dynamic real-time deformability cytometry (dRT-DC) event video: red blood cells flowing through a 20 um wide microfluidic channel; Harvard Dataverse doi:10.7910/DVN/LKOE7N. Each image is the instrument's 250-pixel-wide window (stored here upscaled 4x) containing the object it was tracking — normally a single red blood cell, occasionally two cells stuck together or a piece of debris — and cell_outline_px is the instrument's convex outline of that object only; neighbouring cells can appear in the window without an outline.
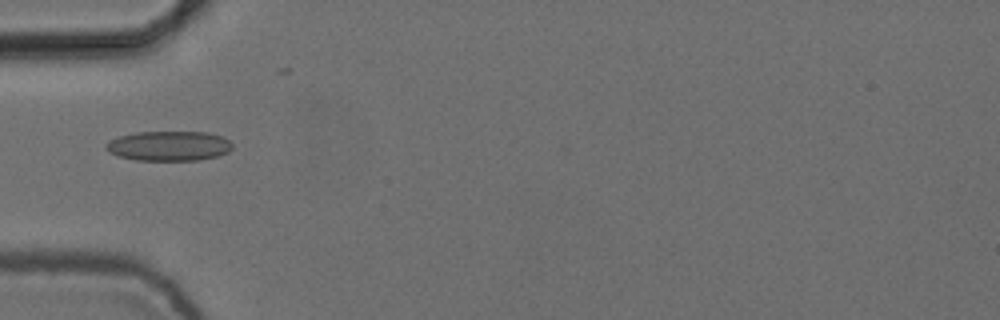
{"species": "common noctule bat (a hibernating species)", "species_latin": "Nyctalus noctula", "temperature_condition": "cold", "stored_images_in_passage": 9, "camera_frame_rate_fps": 3000, "um_per_image_px": 0.085, "animal": {"sex": "female", "body_mass_g": 24.6, "forearm_length_mm": 56.2}, "frame": {"image": 1, "passage_image": 5, "time_ms": 1.333, "image_size_px": [1000, 320], "cell_outline_px": [[232, 148], [228, 152], [216, 156], [200, 160], [136, 160], [120, 156], [108, 152], [104, 148], [104, 144], [120, 136], [136, 132], [208, 132], [224, 136], [232, 144]], "centroid_in_image_um": [14.37, 12.4], "position_along_channel_um": 70.6, "area_um2": 21.96}}
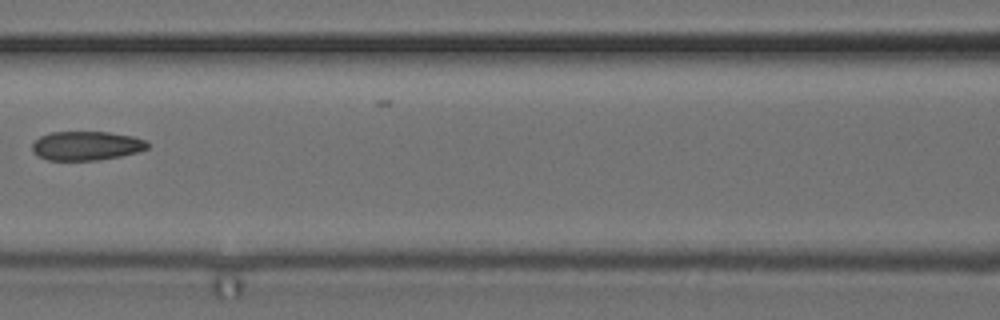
{"frame": {"image": 2, "passage_image": 7, "time_ms": 2.0, "image_size_px": [1000, 320], "cell_outline_px": [[148, 148], [136, 152], [120, 156], [100, 160], [48, 160], [32, 152], [32, 144], [40, 136], [52, 132], [108, 132], [136, 136], [144, 140], [148, 144]], "centroid_in_image_um": [7.34, 12.38], "position_along_channel_um": 159.3, "area_um2": 19.48}}
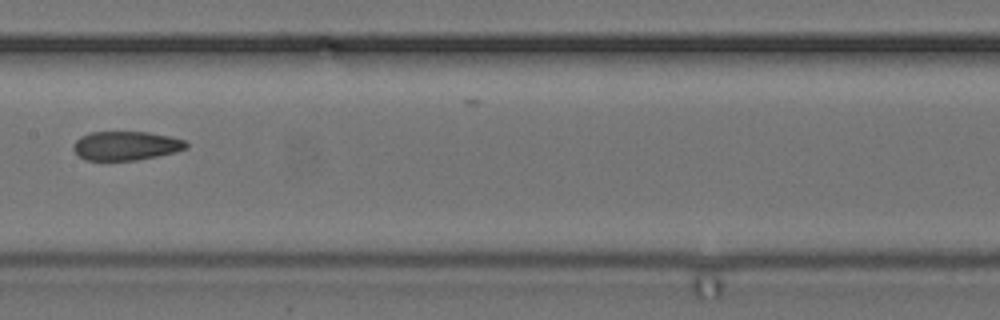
{"frame": {"image": 3, "passage_image": 8, "time_ms": 2.333, "image_size_px": [1000, 320], "cell_outline_px": [[188, 148], [176, 152], [136, 160], [84, 160], [72, 148], [76, 140], [80, 136], [88, 132], [148, 132], [168, 136], [184, 140], [188, 144]], "centroid_in_image_um": [10.7, 12.38], "position_along_channel_um": 196.7, "area_um2": 19.02}}